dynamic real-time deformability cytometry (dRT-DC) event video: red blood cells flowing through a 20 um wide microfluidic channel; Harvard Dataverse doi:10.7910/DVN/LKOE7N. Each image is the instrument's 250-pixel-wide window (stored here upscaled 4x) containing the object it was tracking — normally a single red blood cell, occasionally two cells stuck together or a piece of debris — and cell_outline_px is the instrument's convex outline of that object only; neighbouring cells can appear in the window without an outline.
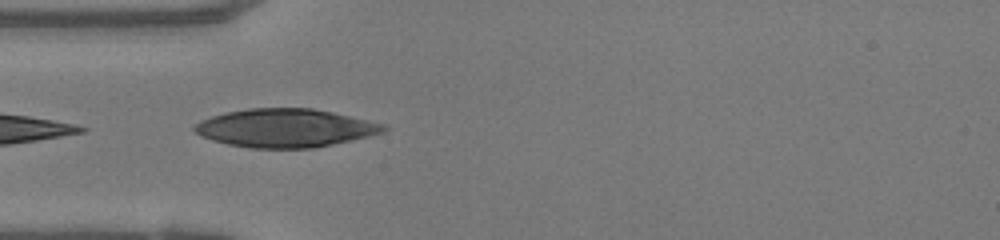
{"species": "human", "species_latin": "Homo sapiens", "temperature_condition": "warm", "stored_images_in_passage": 4, "camera_frame_rate_fps": 3000, "um_per_image_px": 0.085, "donor": {"sex": "female"}, "frame": {"image": 1, "passage_image": 1, "time_ms": 0.0, "image_size_px": [1000, 240], "cell_outline_px": [[388, 128], [384, 132], [352, 140], [316, 148], [252, 148], [228, 144], [212, 140], [200, 136], [192, 128], [200, 120], [224, 112], [248, 108], [312, 108], [332, 112], [388, 124]], "centroid_in_image_um": [24.26, 10.88], "position_along_channel_um": 60.7, "area_um2": 42.48}}